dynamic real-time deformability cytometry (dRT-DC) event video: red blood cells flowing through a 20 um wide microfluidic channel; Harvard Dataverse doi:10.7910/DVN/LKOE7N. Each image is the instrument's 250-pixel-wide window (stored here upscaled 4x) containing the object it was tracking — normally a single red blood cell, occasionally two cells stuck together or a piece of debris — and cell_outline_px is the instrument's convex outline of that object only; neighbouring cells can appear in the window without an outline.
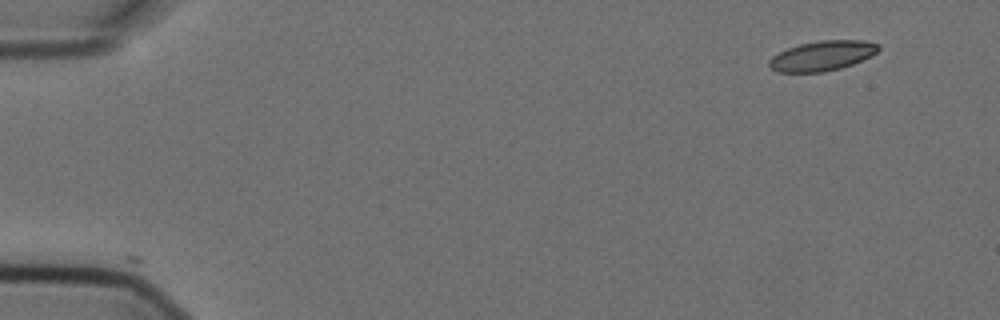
{"species": "Egyptian fruit bat (a non-hibernating species)", "species_latin": "Rousettus aegyptiacus", "temperature_condition": "cold", "stored_images_in_passage": 8, "camera_frame_rate_fps": 3000, "um_per_image_px": 0.085, "animal": {"sex": "female"}, "frame": {"image": 1, "passage_image": 1, "time_ms": 0.0, "image_size_px": [1000, 320], "cell_outline_px": [[880, 48], [872, 56], [852, 64], [840, 68], [824, 72], [776, 72], [768, 64], [768, 60], [772, 56], [788, 48], [800, 44], [820, 40], [864, 40], [880, 44]], "centroid_in_image_um": [69.9, 4.74], "position_along_channel_um": 15.1, "area_um2": 19.07}}
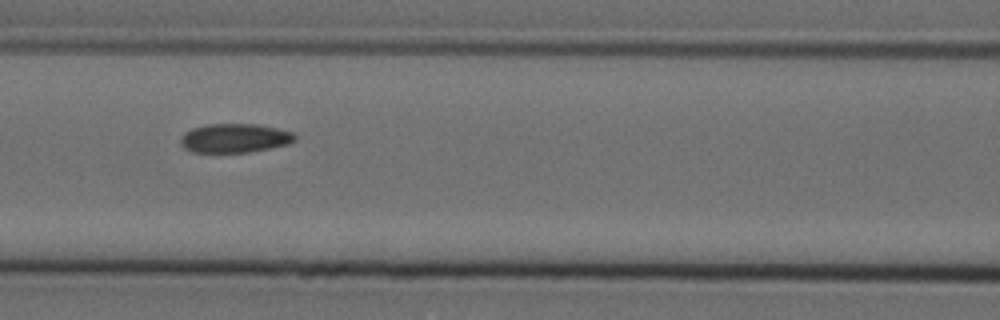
{"frame": {"image": 2, "passage_image": 7, "time_ms": 2.0, "image_size_px": [1000, 320], "cell_outline_px": [[296, 140], [288, 144], [248, 152], [192, 152], [184, 148], [180, 144], [180, 136], [184, 132], [192, 128], [208, 124], [256, 124], [276, 128], [292, 132], [296, 136]], "centroid_in_image_um": [19.91, 11.74], "position_along_channel_um": 146.7, "area_um2": 19.31}}
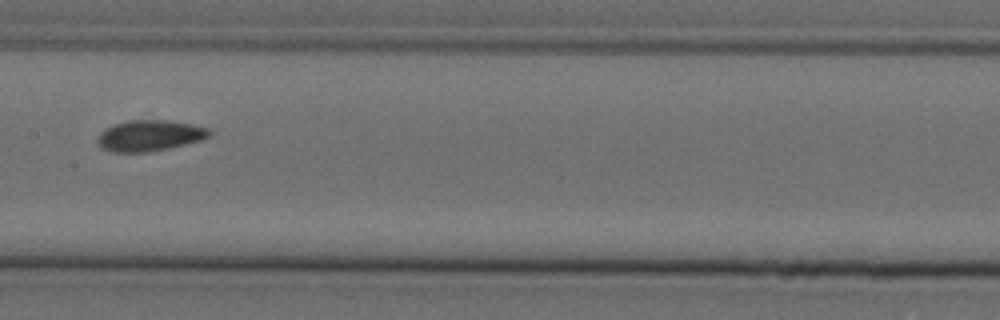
{"frame": {"image": 3, "passage_image": 8, "time_ms": 2.333, "image_size_px": [1000, 320], "cell_outline_px": [[212, 136], [204, 140], [168, 148], [148, 152], [112, 152], [100, 148], [96, 140], [100, 132], [104, 128], [128, 120], [164, 120], [192, 124], [208, 128], [212, 132]], "centroid_in_image_um": [12.73, 11.53], "position_along_channel_um": 194.7, "area_um2": 20.4}}